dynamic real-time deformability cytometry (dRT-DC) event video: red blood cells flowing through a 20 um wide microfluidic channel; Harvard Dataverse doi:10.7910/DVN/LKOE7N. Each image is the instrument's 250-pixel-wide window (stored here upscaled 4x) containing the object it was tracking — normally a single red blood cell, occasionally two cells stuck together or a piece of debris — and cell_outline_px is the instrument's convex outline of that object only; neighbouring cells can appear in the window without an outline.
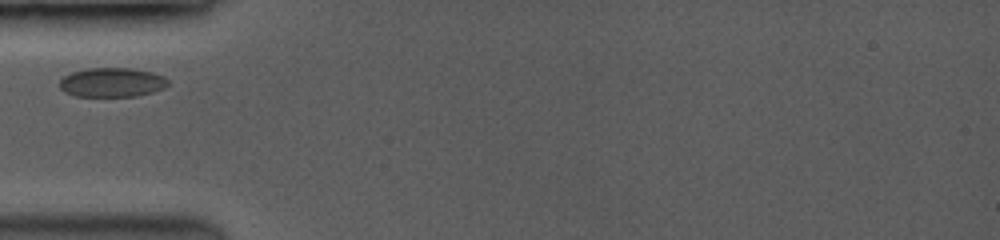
{"species": "common noctule bat (a hibernating species)", "species_latin": "Nyctalus noctula", "temperature_condition": "room temperature", "stored_images_in_passage": 52, "camera_frame_rate_fps": 3500, "um_per_image_px": 0.085, "animal": {"sex": "female", "body_mass_g": 19.0, "forearm_length_mm": 53.3}, "frame": {"image": 1, "passage_image": 1, "time_ms": 0.0, "image_size_px": [1000, 240], "cell_outline_px": [[168, 84], [164, 88], [152, 92], [136, 96], [76, 96], [64, 92], [60, 88], [60, 80], [64, 76], [72, 72], [88, 68], [132, 68], [152, 72], [164, 76], [168, 80]], "centroid_in_image_um": [9.52, 7.0], "position_along_channel_um": 75.5, "area_um2": 18.5}}
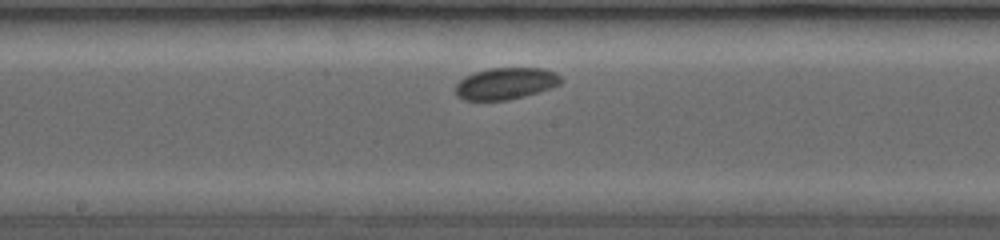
{"frame": {"image": 2, "passage_image": 22, "time_ms": 3.429, "image_size_px": [1000, 240], "cell_outline_px": [[564, 80], [560, 84], [536, 92], [504, 100], [464, 100], [456, 92], [456, 84], [464, 76], [488, 68], [544, 68], [556, 72]], "centroid_in_image_um": [42.99, 7.07], "position_along_channel_um": 205.2, "area_um2": 19.19}}
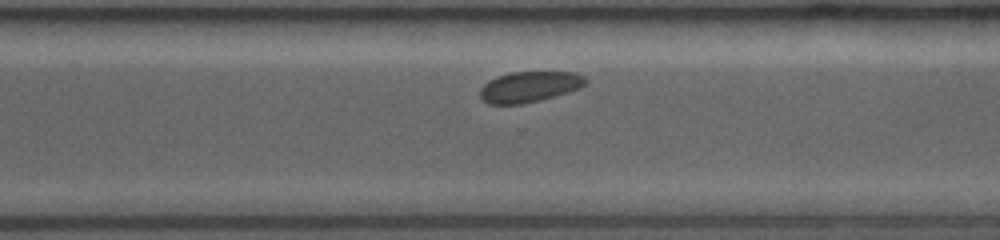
{"frame": {"image": 3, "passage_image": 47, "time_ms": 6.571, "image_size_px": [1000, 240], "cell_outline_px": [[588, 80], [580, 88], [540, 100], [524, 104], [488, 104], [480, 96], [480, 88], [488, 80], [512, 72], [572, 72], [584, 76]], "centroid_in_image_um": [44.99, 7.38], "position_along_channel_um": 325.6, "area_um2": 18.73}}